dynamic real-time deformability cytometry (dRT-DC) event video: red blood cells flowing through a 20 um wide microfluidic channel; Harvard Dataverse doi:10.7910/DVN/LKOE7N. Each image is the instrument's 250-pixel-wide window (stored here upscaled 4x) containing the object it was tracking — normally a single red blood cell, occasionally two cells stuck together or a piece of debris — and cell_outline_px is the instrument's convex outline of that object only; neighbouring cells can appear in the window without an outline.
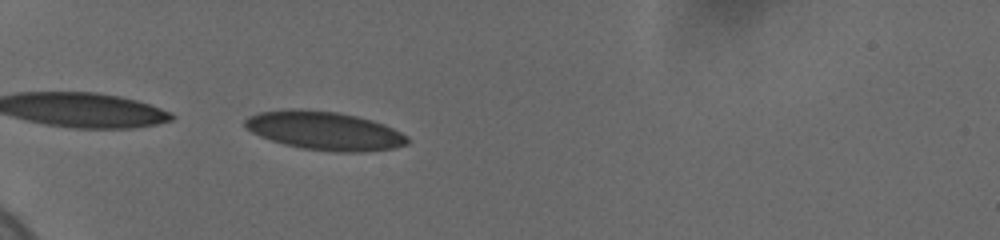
{"species": "human", "species_latin": "Homo sapiens", "temperature_condition": "cold", "stored_images_in_passage": 23, "camera_frame_rate_fps": 3000, "um_per_image_px": 0.085, "donor": {"sex": "female"}, "frame": {"image": 1, "passage_image": 1, "time_ms": 0.0, "image_size_px": [1000, 240], "cell_outline_px": [[408, 144], [396, 148], [364, 152], [332, 152], [300, 148], [284, 144], [260, 136], [244, 128], [244, 120], [248, 116], [260, 112], [292, 108], [300, 108], [336, 112], [356, 116], [372, 120], [384, 124], [408, 136]], "centroid_in_image_um": [27.57, 11.11], "position_along_channel_um": 57.4, "area_um2": 36.76}}
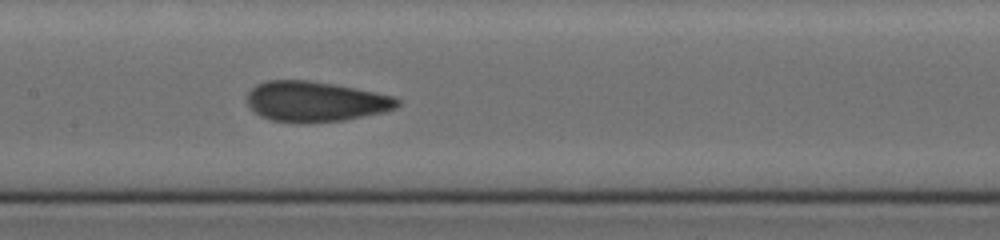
{"frame": {"image": 2, "passage_image": 13, "time_ms": 4.0, "image_size_px": [1000, 240], "cell_outline_px": [[400, 104], [396, 108], [380, 112], [344, 120], [308, 124], [300, 124], [272, 120], [260, 116], [248, 104], [248, 92], [256, 84], [268, 80], [308, 80], [332, 84], [392, 96], [400, 100]], "centroid_in_image_um": [26.77, 8.64], "position_along_channel_um": 180.6, "area_um2": 35.08}}
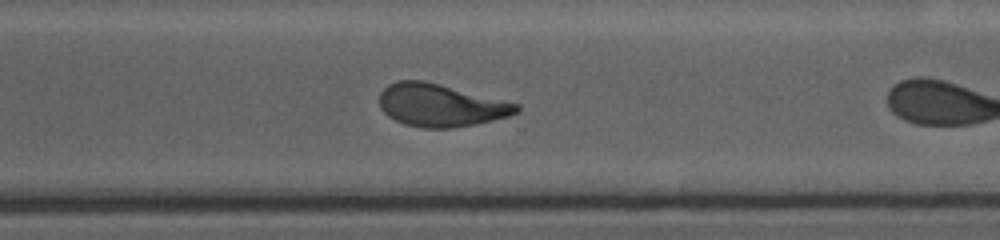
{"frame": {"image": 3, "passage_image": 22, "time_ms": 7.0, "image_size_px": [1000, 240], "cell_outline_px": [[520, 108], [516, 112], [508, 116], [492, 120], [452, 128], [420, 128], [404, 124], [388, 116], [380, 108], [380, 92], [388, 84], [400, 80], [424, 80], [520, 104]], "centroid_in_image_um": [37.42, 8.94], "position_along_channel_um": 333.2, "area_um2": 33.87}}